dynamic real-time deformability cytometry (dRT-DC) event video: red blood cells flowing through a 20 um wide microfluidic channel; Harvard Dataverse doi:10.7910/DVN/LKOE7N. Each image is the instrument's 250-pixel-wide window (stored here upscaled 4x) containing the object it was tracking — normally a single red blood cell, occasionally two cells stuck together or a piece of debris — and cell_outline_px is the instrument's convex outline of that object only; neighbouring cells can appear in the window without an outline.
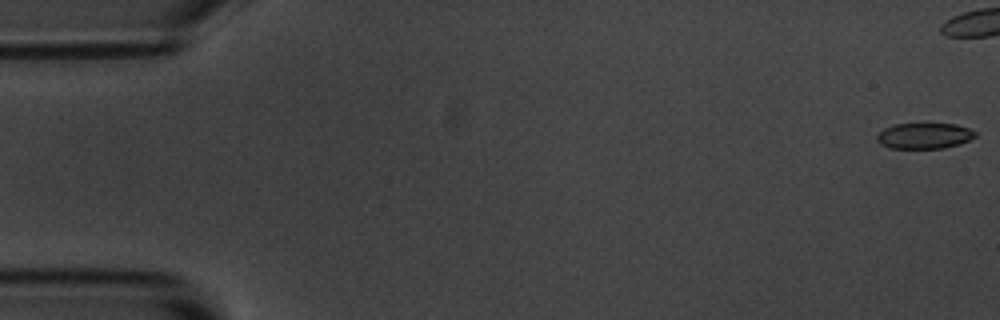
{"species": "common noctule bat (a hibernating species)", "species_latin": "Nyctalus noctula", "temperature_condition": "room temperature", "stored_images_in_passage": 44, "camera_frame_rate_fps": 3000, "um_per_image_px": 0.085, "animal": {"sex": "male", "body_mass_g": 20.1, "forearm_length_mm": 53.5}, "frame": {"image": 1, "passage_image": 1, "time_ms": 0.0, "image_size_px": [1000, 320], "cell_outline_px": [[976, 136], [960, 144], [944, 148], [888, 148], [880, 144], [876, 140], [876, 136], [884, 128], [892, 124], [956, 124], [968, 128], [976, 132]], "centroid_in_image_um": [78.54, 11.54], "position_along_channel_um": 6.5, "area_um2": 14.8}}
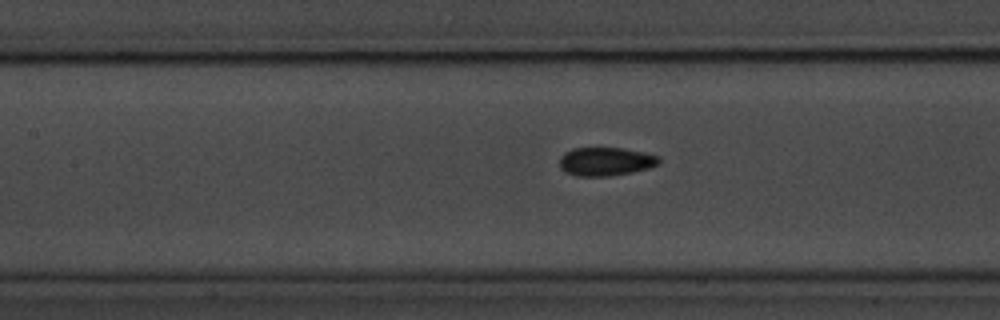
{"frame": {"image": 2, "passage_image": 25, "time_ms": 8.0, "image_size_px": [1000, 320], "cell_outline_px": [[660, 164], [648, 168], [632, 172], [608, 176], [576, 176], [564, 172], [560, 168], [560, 156], [564, 152], [572, 148], [624, 148], [660, 156]], "centroid_in_image_um": [51.47, 13.73], "position_along_channel_um": 155.9, "area_um2": 16.65}}
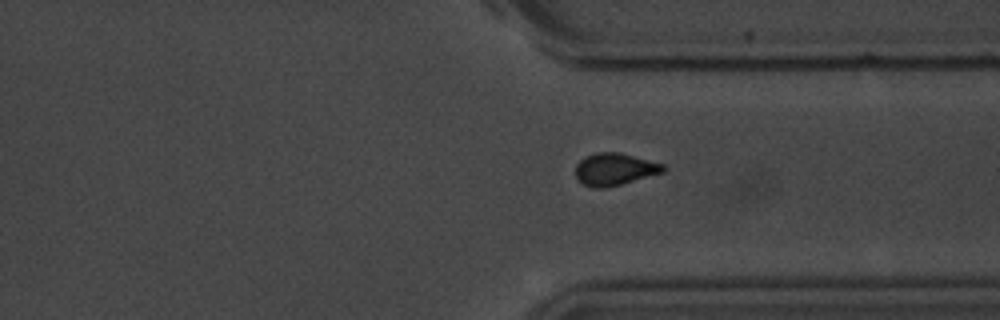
{"frame": {"image": 3, "passage_image": 42, "time_ms": 13.667, "image_size_px": [1000, 320], "cell_outline_px": [[668, 168], [664, 172], [620, 184], [604, 188], [592, 188], [584, 184], [576, 176], [576, 164], [584, 156], [596, 152], [620, 152], [664, 164]], "centroid_in_image_um": [52.25, 14.37], "position_along_channel_um": 359.1, "area_um2": 16.47}}